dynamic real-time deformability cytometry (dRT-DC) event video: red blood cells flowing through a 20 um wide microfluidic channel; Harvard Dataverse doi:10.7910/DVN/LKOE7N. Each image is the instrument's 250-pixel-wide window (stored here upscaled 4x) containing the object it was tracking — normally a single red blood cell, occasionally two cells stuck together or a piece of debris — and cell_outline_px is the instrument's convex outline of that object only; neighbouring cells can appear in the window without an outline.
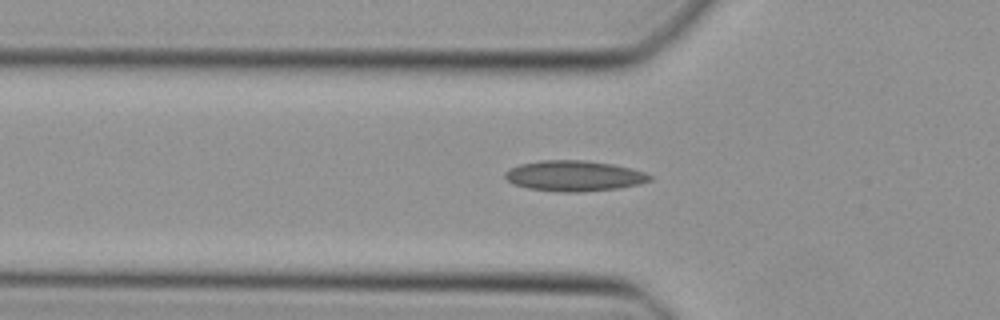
{"species": "Egyptian fruit bat (a non-hibernating species)", "species_latin": "Rousettus aegyptiacus", "temperature_condition": "cold", "stored_images_in_passage": 32, "camera_frame_rate_fps": 3000, "um_per_image_px": 0.085, "animal": {"sex": "female"}, "frame": {"image": 1, "passage_image": 5, "time_ms": 1.333, "image_size_px": [1000, 320], "cell_outline_px": [[652, 180], [620, 188], [580, 192], [564, 192], [528, 188], [512, 184], [504, 176], [504, 172], [508, 168], [520, 164], [540, 160], [584, 160], [612, 164], [632, 168], [644, 172], [652, 176]], "centroid_in_image_um": [48.77, 14.94], "position_along_channel_um": 77.0, "area_um2": 25.84}}
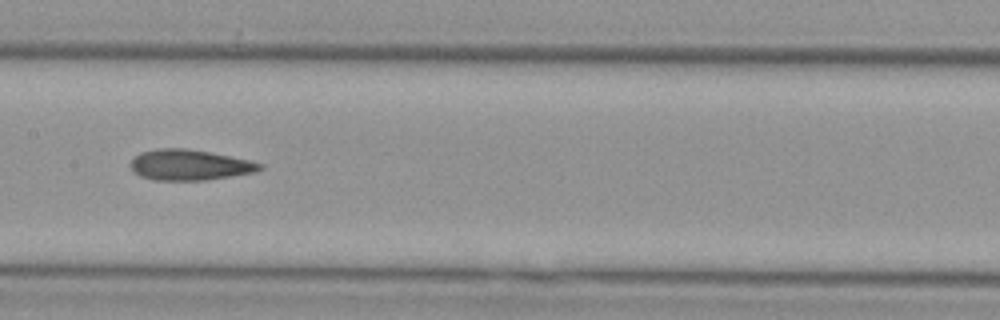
{"frame": {"image": 2, "passage_image": 13, "time_ms": 4.0, "image_size_px": [1000, 320], "cell_outline_px": [[264, 168], [256, 172], [232, 176], [204, 180], [156, 180], [140, 176], [128, 164], [140, 152], [156, 148], [184, 148], [208, 152], [248, 160], [264, 164]], "centroid_in_image_um": [16.12, 14.02], "position_along_channel_um": 191.3, "area_um2": 22.95}}
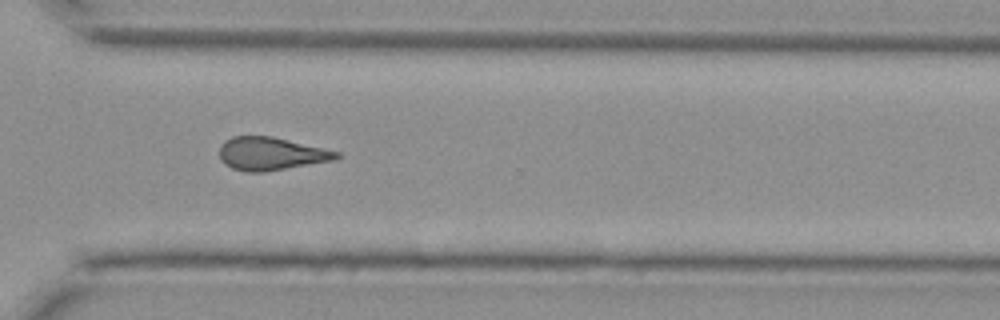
{"frame": {"image": 3, "passage_image": 24, "time_ms": 7.667, "image_size_px": [1000, 320], "cell_outline_px": [[340, 156], [336, 160], [264, 172], [248, 172], [232, 168], [224, 164], [220, 160], [220, 144], [224, 140], [232, 136], [272, 136], [340, 152]], "centroid_in_image_um": [23.01, 13.07], "position_along_channel_um": 347.6, "area_um2": 22.6}}